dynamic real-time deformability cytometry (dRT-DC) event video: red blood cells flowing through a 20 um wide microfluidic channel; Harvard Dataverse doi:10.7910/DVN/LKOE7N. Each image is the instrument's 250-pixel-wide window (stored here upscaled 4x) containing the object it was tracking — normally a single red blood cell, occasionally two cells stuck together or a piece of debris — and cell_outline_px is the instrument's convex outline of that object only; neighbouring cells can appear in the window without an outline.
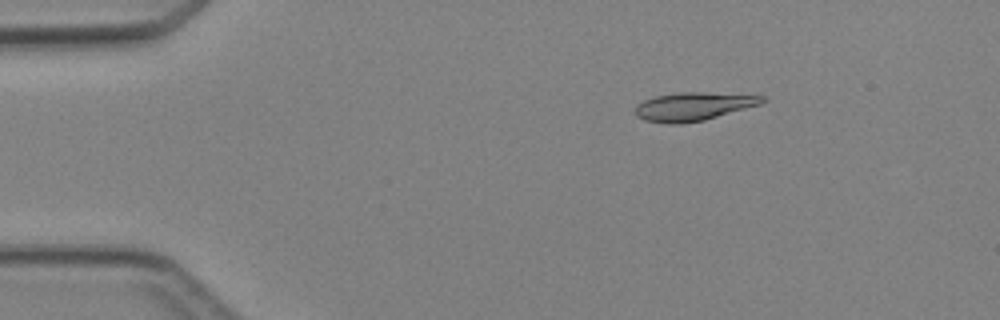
{"species": "Egyptian fruit bat (a non-hibernating species)", "species_latin": "Rousettus aegyptiacus", "temperature_condition": "cold", "stored_images_in_passage": 7, "camera_frame_rate_fps": 3000, "um_per_image_px": 0.085, "animal": {"sex": "female"}, "frame": {"image": 1, "passage_image": 3, "time_ms": 2.333, "image_size_px": [1000, 320], "cell_outline_px": [[768, 100], [760, 104], [704, 120], [680, 124], [668, 124], [644, 120], [636, 116], [636, 104], [644, 100], [656, 96], [680, 92], [704, 92], [764, 96]], "centroid_in_image_um": [58.92, 9.05], "position_along_channel_um": 26.1, "area_um2": 20.87}}
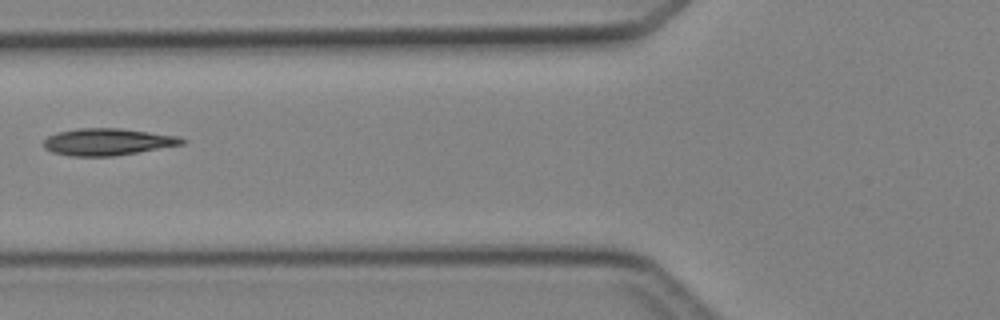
{"frame": {"image": 2, "passage_image": 6, "time_ms": 6.0, "image_size_px": [1000, 320], "cell_outline_px": [[188, 140], [184, 144], [112, 156], [68, 156], [52, 152], [44, 148], [44, 140], [48, 136], [56, 132], [76, 128], [120, 128], [180, 136]], "centroid_in_image_um": [9.13, 12.05], "position_along_channel_um": 116.7, "area_um2": 21.79}}
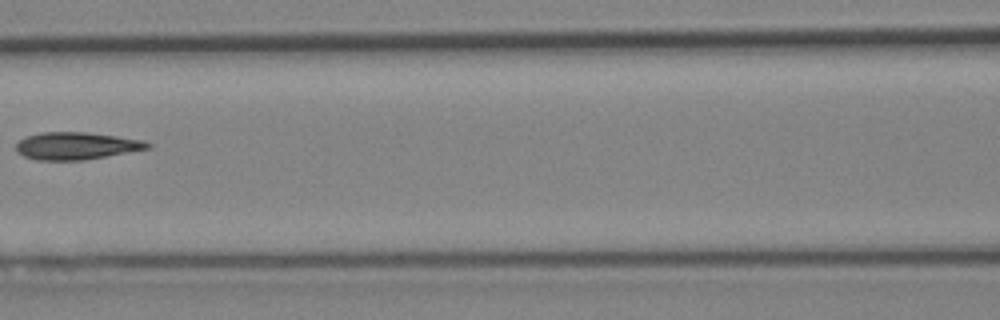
{"frame": {"image": 3, "passage_image": 7, "time_ms": 7.0, "image_size_px": [1000, 320], "cell_outline_px": [[152, 148], [80, 160], [36, 160], [24, 156], [16, 152], [16, 144], [20, 140], [28, 136], [40, 132], [88, 132], [144, 140], [152, 144]], "centroid_in_image_um": [6.49, 12.39], "position_along_channel_um": 160.1, "area_um2": 20.87}}